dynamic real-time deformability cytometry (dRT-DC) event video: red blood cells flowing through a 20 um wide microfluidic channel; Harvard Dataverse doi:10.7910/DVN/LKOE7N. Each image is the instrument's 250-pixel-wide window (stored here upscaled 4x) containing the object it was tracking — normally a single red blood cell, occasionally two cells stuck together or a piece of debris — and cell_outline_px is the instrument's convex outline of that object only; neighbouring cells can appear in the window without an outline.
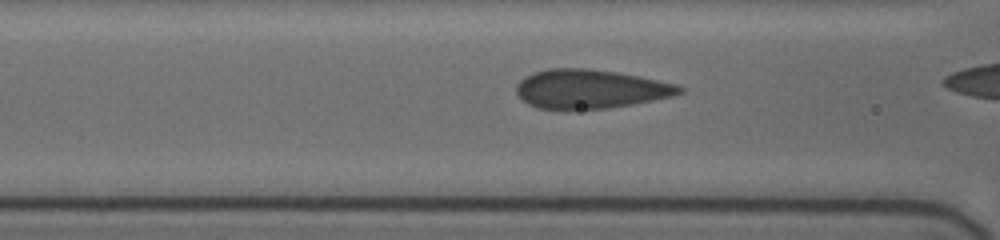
{"species": "human", "species_latin": "Homo sapiens", "temperature_condition": "cold", "stored_images_in_passage": 29, "camera_frame_rate_fps": 3000, "um_per_image_px": 0.085, "donor": {"sex": "female"}, "frame": {"image": 1, "passage_image": 7, "time_ms": 2.0, "image_size_px": [1000, 240], "cell_outline_px": [[684, 92], [672, 96], [632, 104], [604, 108], [536, 108], [528, 104], [516, 92], [516, 84], [524, 76], [548, 68], [588, 68], [616, 72], [640, 76], [676, 84], [684, 88]], "centroid_in_image_um": [50.17, 7.54], "position_along_channel_um": 116.4, "area_um2": 36.65}}
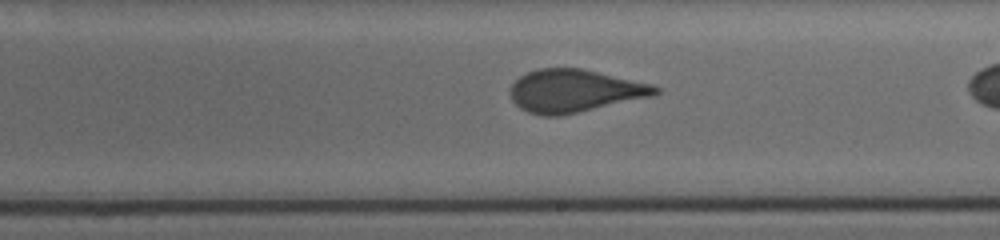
{"frame": {"image": 2, "passage_image": 17, "time_ms": 5.333, "image_size_px": [1000, 240], "cell_outline_px": [[660, 92], [652, 96], [560, 116], [544, 116], [528, 112], [520, 108], [512, 100], [512, 84], [520, 76], [528, 72], [540, 68], [580, 68], [652, 84], [660, 88]], "centroid_in_image_um": [48.84, 7.73], "position_along_channel_um": 240.2, "area_um2": 35.72}}
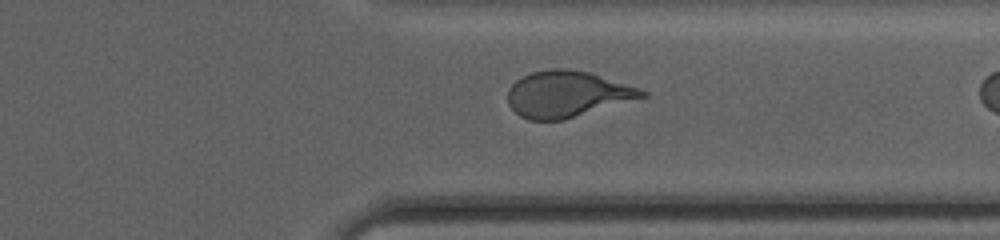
{"frame": {"image": 3, "passage_image": 27, "time_ms": 8.667, "image_size_px": [1000, 240], "cell_outline_px": [[648, 96], [564, 120], [528, 120], [520, 116], [508, 104], [508, 88], [516, 80], [532, 72], [552, 68], [564, 68], [588, 72], [640, 88], [648, 92]], "centroid_in_image_um": [48.21, 8.0], "position_along_channel_um": 363.2, "area_um2": 36.07}}